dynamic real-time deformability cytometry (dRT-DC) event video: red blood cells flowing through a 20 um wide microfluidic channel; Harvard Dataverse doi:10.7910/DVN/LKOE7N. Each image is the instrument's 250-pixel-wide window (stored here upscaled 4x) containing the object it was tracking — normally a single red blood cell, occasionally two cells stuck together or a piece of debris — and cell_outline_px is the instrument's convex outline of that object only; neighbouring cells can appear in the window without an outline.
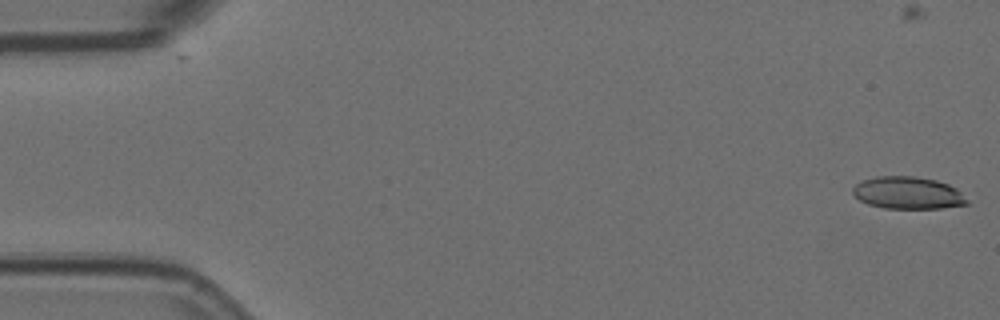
{"species": "Egyptian fruit bat (a non-hibernating species)", "species_latin": "Rousettus aegyptiacus", "temperature_condition": "room temperature", "stored_images_in_passage": 4, "camera_frame_rate_fps": 3000, "um_per_image_px": 0.085, "animal": {"sex": "female"}, "frame": {"image": 1, "passage_image": 1, "time_ms": 0.0, "image_size_px": [1000, 320], "cell_outline_px": [[968, 204], [940, 208], [884, 208], [868, 204], [860, 200], [852, 192], [852, 188], [856, 184], [864, 180], [876, 176], [916, 176], [936, 180], [948, 184], [956, 188], [968, 200]], "centroid_in_image_um": [77.17, 16.39], "position_along_channel_um": 7.8, "area_um2": 21.39}}